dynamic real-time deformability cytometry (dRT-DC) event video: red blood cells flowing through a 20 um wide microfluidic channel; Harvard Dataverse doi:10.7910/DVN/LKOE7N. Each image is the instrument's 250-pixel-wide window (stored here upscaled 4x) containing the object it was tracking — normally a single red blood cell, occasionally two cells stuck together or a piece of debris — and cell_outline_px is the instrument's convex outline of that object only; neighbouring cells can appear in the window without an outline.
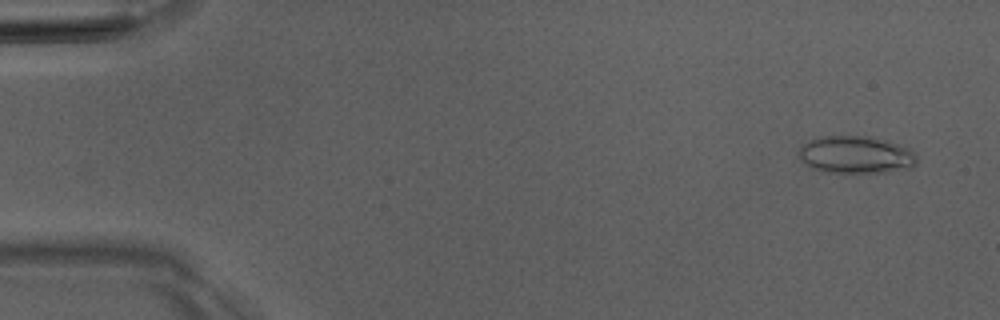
{"species": "Egyptian fruit bat (a non-hibernating species)", "species_latin": "Rousettus aegyptiacus", "temperature_condition": "room temperature", "stored_images_in_passage": 5, "camera_frame_rate_fps": 3000, "um_per_image_px": 0.085, "animal": {"sex": "male"}, "frame": {"image": 1, "passage_image": 5, "time_ms": 4.667, "image_size_px": [1000, 320], "cell_outline_px": [[916, 164], [912, 168], [888, 172], [824, 172], [812, 168], [800, 160], [796, 156], [800, 148], [804, 144], [812, 140], [824, 136], [868, 136], [888, 140], [912, 148], [916, 156]], "centroid_in_image_um": [72.78, 13.15], "position_along_channel_um": 12.2, "area_um2": 26.01}}